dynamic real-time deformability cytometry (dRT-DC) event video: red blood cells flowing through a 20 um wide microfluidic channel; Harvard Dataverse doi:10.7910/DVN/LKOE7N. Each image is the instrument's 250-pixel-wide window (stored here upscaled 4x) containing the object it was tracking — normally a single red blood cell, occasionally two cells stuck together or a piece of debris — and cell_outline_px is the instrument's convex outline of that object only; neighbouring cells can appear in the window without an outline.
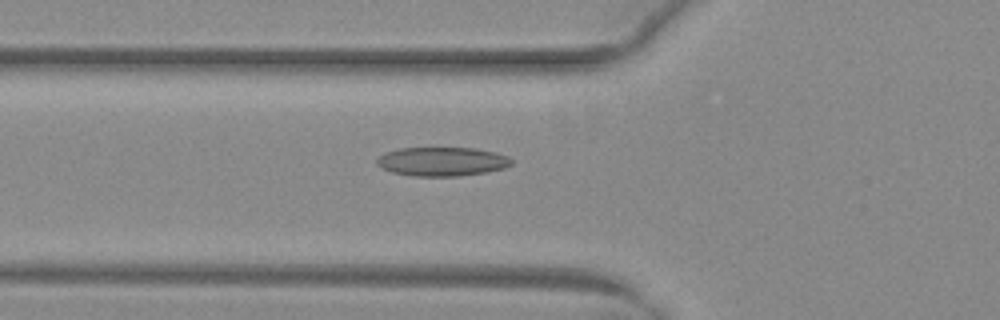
{"species": "common noctule bat (a hibernating species)", "species_latin": "Nyctalus noctula", "temperature_condition": "warm", "stored_images_in_passage": 35, "camera_frame_rate_fps": 3000, "um_per_image_px": 0.085, "animal": {"sex": "female", "body_mass_g": 29.2, "forearm_length_mm": 56.3}, "frame": {"image": 1, "passage_image": 3, "time_ms": 0.667, "image_size_px": [1000, 320], "cell_outline_px": [[512, 164], [504, 168], [484, 172], [460, 176], [412, 176], [392, 172], [380, 168], [376, 164], [376, 160], [380, 156], [388, 152], [400, 148], [472, 148], [496, 152], [508, 156], [512, 160]], "centroid_in_image_um": [37.57, 13.73], "position_along_channel_um": 88.2, "area_um2": 22.66}}
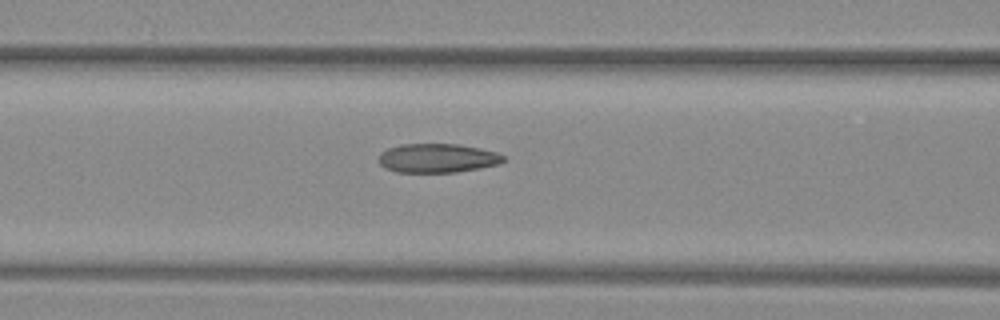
{"frame": {"image": 2, "passage_image": 6, "time_ms": 1.667, "image_size_px": [1000, 320], "cell_outline_px": [[504, 160], [500, 164], [480, 168], [456, 172], [396, 172], [384, 168], [380, 164], [380, 152], [388, 148], [400, 144], [460, 144], [480, 148], [496, 152], [504, 156]], "centroid_in_image_um": [37.18, 13.44], "position_along_channel_um": 129.4, "area_um2": 21.15}}